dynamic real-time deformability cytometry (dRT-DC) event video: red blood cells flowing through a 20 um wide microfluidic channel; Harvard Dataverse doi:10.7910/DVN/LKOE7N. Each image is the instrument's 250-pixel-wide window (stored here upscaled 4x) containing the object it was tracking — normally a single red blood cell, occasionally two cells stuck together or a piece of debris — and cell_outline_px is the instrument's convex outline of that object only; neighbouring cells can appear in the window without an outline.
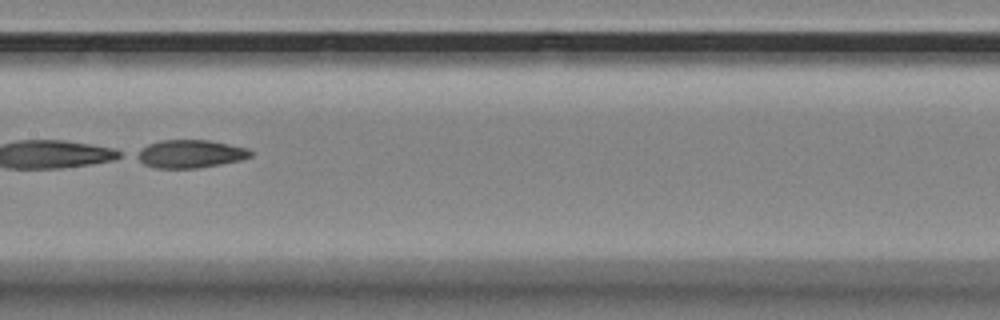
{"species": "Egyptian fruit bat (a non-hibernating species)", "species_latin": "Rousettus aegyptiacus", "temperature_condition": "room temperature", "stored_images_in_passage": 55, "segment_of_instrument_passage": [2, 2], "camera_frame_rate_fps": 3000, "um_per_image_px": 0.085, "animal": {"sex": "female"}, "frame": {"image": 1, "passage_image": 28, "time_ms": 9.0, "image_size_px": [1000, 320], "cell_outline_px": [[252, 156], [240, 160], [220, 164], [196, 168], [156, 168], [144, 164], [132, 156], [132, 152], [148, 144], [160, 140], [208, 140], [248, 148], [252, 152]], "centroid_in_image_um": [16.08, 13.07], "position_along_channel_um": 191.3, "area_um2": 18.79}}
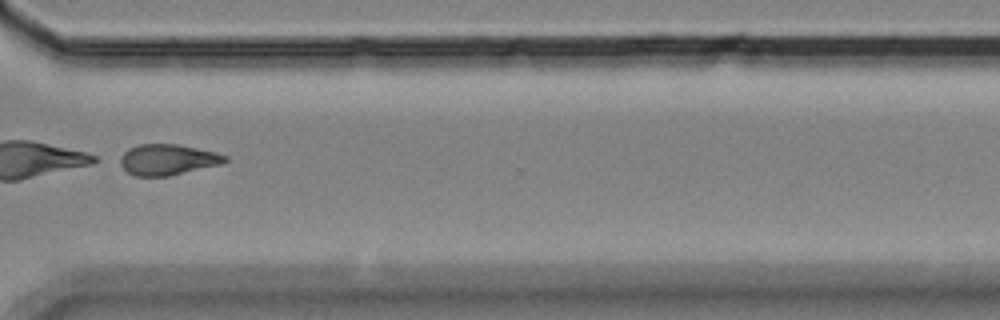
{"frame": {"image": 2, "passage_image": 42, "time_ms": 13.667, "image_size_px": [1000, 320], "cell_outline_px": [[228, 160], [220, 164], [168, 176], [136, 176], [128, 172], [120, 164], [120, 156], [128, 148], [140, 144], [176, 144], [216, 152], [228, 156]], "centroid_in_image_um": [14.24, 13.56], "position_along_channel_um": 356.4, "area_um2": 18.67}}